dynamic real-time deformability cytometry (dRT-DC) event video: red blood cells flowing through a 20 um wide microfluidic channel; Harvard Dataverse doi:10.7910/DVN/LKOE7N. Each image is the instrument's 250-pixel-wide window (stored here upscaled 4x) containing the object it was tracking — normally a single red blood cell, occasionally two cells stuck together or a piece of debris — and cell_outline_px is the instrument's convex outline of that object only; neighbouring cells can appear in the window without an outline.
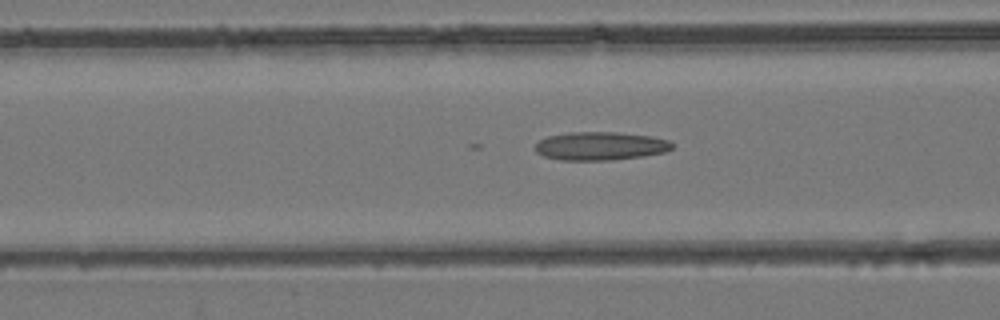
{"species": "common noctule bat (a hibernating species)", "species_latin": "Nyctalus noctula", "temperature_condition": "room temperature", "stored_images_in_passage": 34, "camera_frame_rate_fps": 3000, "um_per_image_px": 0.085, "animal": {"sex": "female", "body_mass_g": 24.6, "forearm_length_mm": 56.2}, "frame": {"image": 1, "passage_image": 7, "time_ms": 2.0, "image_size_px": [1000, 320], "cell_outline_px": [[672, 148], [664, 152], [644, 156], [612, 160], [560, 160], [544, 156], [536, 152], [532, 148], [540, 140], [548, 136], [568, 132], [616, 132], [652, 136], [668, 140], [672, 144]], "centroid_in_image_um": [51.0, 12.41], "position_along_channel_um": 115.6, "area_um2": 22.72}}
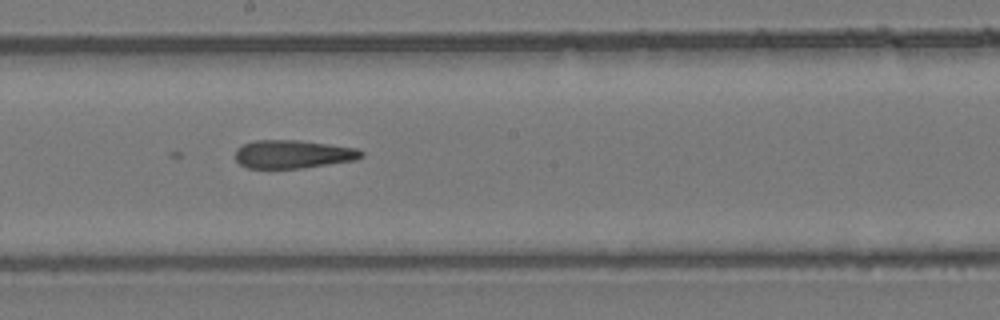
{"frame": {"image": 2, "passage_image": 14, "time_ms": 4.333, "image_size_px": [1000, 320], "cell_outline_px": [[364, 156], [356, 160], [300, 168], [248, 168], [240, 164], [236, 160], [236, 148], [244, 144], [256, 140], [296, 140], [328, 144], [356, 148], [364, 152]], "centroid_in_image_um": [24.91, 13.1], "position_along_channel_um": 223.3, "area_um2": 20.63}}
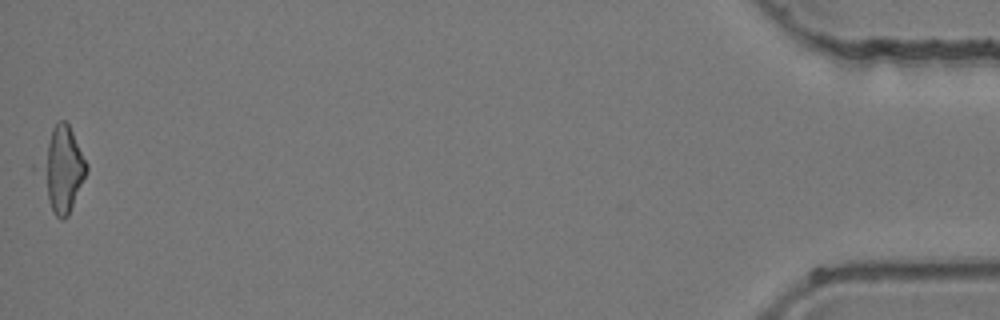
{"frame": {"image": 3, "passage_image": 34, "time_ms": 11.0, "image_size_px": [1000, 320], "cell_outline_px": [[88, 168], [68, 216], [64, 220], [60, 220], [52, 212], [48, 200], [40, 168], [40, 164], [52, 128], [60, 120], [64, 120], [68, 124], [88, 164]], "centroid_in_image_um": [5.32, 14.4], "position_along_channel_um": 429.9, "area_um2": 21.85}}